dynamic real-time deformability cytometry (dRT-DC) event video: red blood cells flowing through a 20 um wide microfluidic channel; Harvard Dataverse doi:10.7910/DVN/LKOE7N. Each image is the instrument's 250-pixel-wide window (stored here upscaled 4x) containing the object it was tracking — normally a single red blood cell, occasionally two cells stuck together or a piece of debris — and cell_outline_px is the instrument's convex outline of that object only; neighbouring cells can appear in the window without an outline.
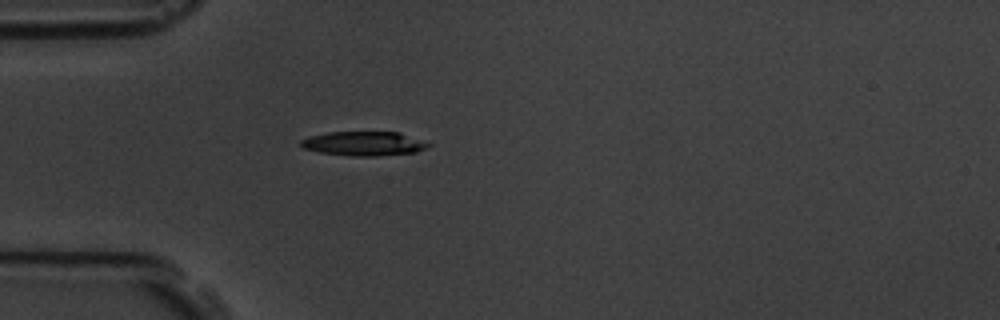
{"species": "common noctule bat (a hibernating species)", "species_latin": "Nyctalus noctula", "temperature_condition": "room temperature", "stored_images_in_passage": 1, "camera_frame_rate_fps": 3000, "um_per_image_px": 0.085, "animal": {"sex": "male", "body_mass_g": 19.5, "forearm_length_mm": 54.6}, "frame": {"image": 1, "passage_image": 1, "time_ms": 0.0, "image_size_px": [1000, 320], "cell_outline_px": [[432, 144], [428, 148], [416, 152], [376, 156], [356, 156], [320, 152], [304, 148], [300, 144], [300, 140], [308, 136], [328, 132], [400, 132]], "centroid_in_image_um": [30.94, 12.2], "position_along_channel_um": 54.1, "area_um2": 17.98}}